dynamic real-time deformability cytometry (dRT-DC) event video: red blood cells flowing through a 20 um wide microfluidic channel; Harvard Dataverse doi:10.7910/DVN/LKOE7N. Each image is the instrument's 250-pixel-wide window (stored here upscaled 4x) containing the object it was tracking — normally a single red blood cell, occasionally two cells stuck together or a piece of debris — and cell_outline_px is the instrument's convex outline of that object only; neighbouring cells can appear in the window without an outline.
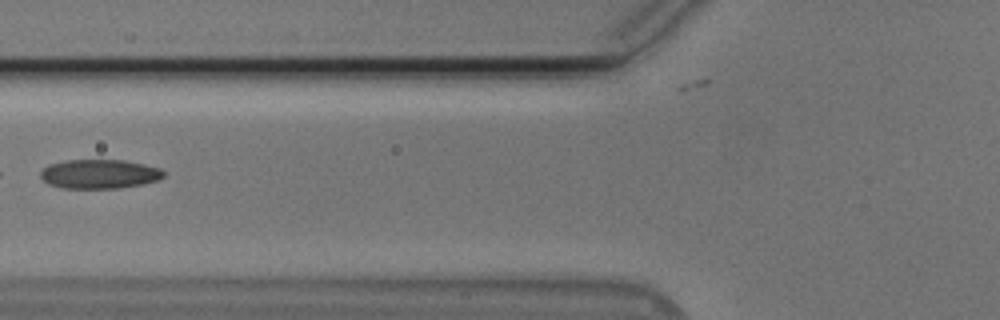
{"species": "Egyptian fruit bat (a non-hibernating species)", "species_latin": "Rousettus aegyptiacus", "temperature_condition": "cold", "stored_images_in_passage": 33, "camera_frame_rate_fps": 3000, "um_per_image_px": 0.085, "animal": {"sex": "male"}, "frame": {"image": 1, "passage_image": 2, "time_ms": 0.333, "image_size_px": [1000, 320], "cell_outline_px": [[164, 176], [160, 180], [144, 184], [120, 188], [60, 188], [48, 184], [40, 176], [40, 172], [48, 164], [68, 160], [124, 160], [144, 164], [160, 168], [164, 172]], "centroid_in_image_um": [8.47, 14.79], "position_along_channel_um": 117.3, "area_um2": 21.1}}